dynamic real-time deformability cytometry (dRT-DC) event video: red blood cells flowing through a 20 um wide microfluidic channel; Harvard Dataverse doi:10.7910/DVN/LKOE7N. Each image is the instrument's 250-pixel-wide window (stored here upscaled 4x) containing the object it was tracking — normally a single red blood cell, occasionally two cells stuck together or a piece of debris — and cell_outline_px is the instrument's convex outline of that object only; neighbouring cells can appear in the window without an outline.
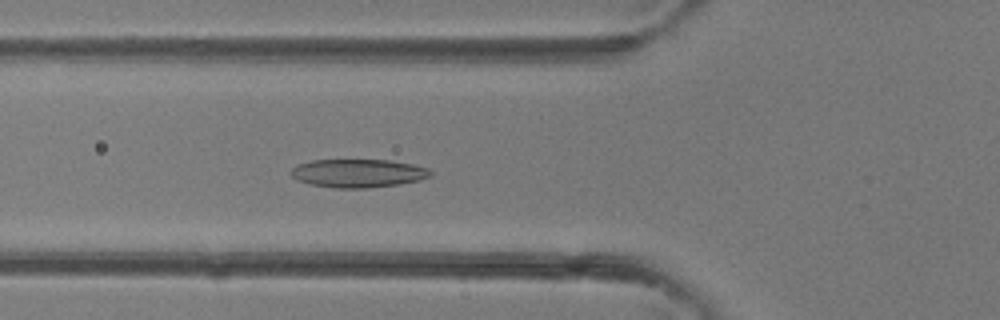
{"species": "common noctule bat (a hibernating species)", "species_latin": "Nyctalus noctula", "temperature_condition": "room temperature", "stored_images_in_passage": 41, "camera_frame_rate_fps": 3000, "um_per_image_px": 0.085, "animal": {"sex": "female"}, "frame": {"image": 1, "passage_image": 14, "time_ms": 4.333, "image_size_px": [1000, 320], "cell_outline_px": [[432, 176], [420, 180], [400, 184], [368, 188], [336, 188], [308, 184], [296, 180], [288, 172], [296, 164], [312, 160], [388, 160], [412, 164], [428, 168], [432, 172]], "centroid_in_image_um": [30.41, 14.73], "position_along_channel_um": 95.4, "area_um2": 23.29}}
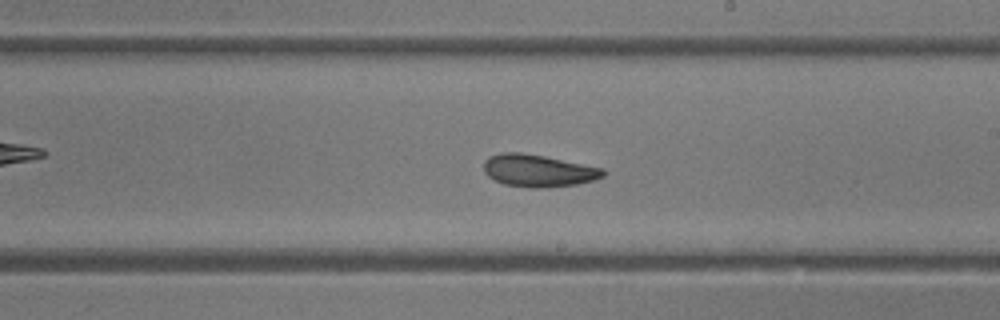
{"frame": {"image": 2, "passage_image": 23, "time_ms": 7.333, "image_size_px": [1000, 320], "cell_outline_px": [[608, 172], [604, 176], [592, 180], [576, 184], [540, 188], [532, 188], [504, 184], [488, 176], [484, 172], [484, 160], [488, 156], [500, 152], [520, 152], [544, 156], [604, 168]], "centroid_in_image_um": [45.74, 14.49], "position_along_channel_um": 243.3, "area_um2": 22.48}}
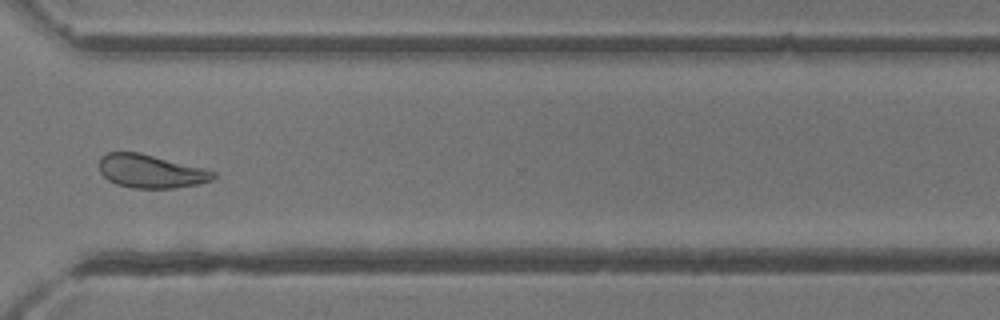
{"frame": {"image": 3, "passage_image": 30, "time_ms": 9.667, "image_size_px": [1000, 320], "cell_outline_px": [[216, 176], [212, 180], [196, 184], [172, 188], [132, 188], [116, 184], [108, 180], [100, 172], [100, 160], [108, 152], [140, 152], [204, 168], [216, 172]], "centroid_in_image_um": [12.83, 14.56], "position_along_channel_um": 357.8, "area_um2": 22.08}}